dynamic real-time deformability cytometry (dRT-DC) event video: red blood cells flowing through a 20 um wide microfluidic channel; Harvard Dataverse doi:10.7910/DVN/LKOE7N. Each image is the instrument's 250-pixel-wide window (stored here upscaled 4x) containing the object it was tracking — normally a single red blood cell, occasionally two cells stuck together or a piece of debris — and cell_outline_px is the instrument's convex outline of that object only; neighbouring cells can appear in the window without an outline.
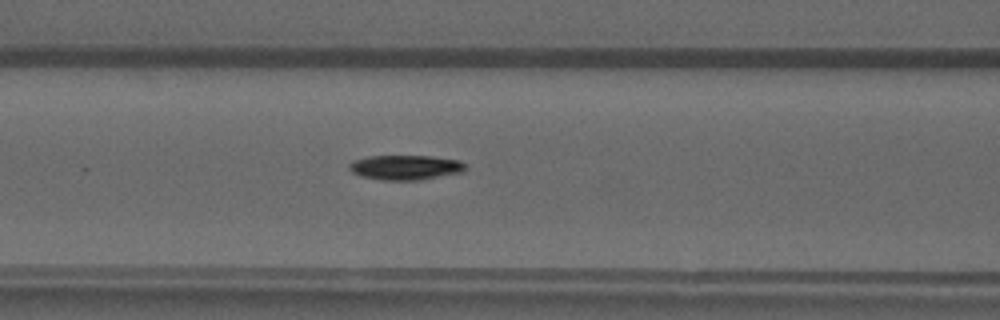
{"species": "common noctule bat (a hibernating species)", "species_latin": "Nyctalus noctula", "temperature_condition": "warm", "stored_images_in_passage": 50, "camera_frame_rate_fps": 3000, "um_per_image_px": 0.085, "animal": {"sex": "male", "forearm_length_mm": 52.5}, "frame": {"image": 1, "passage_image": 21, "time_ms": 6.667, "image_size_px": [1000, 320], "cell_outline_px": [[468, 164], [460, 172], [420, 180], [384, 180], [360, 176], [352, 172], [348, 168], [348, 164], [352, 160], [368, 156], [432, 156], [460, 160]], "centroid_in_image_um": [34.43, 14.22], "position_along_channel_um": 132.2, "area_um2": 16.82}}
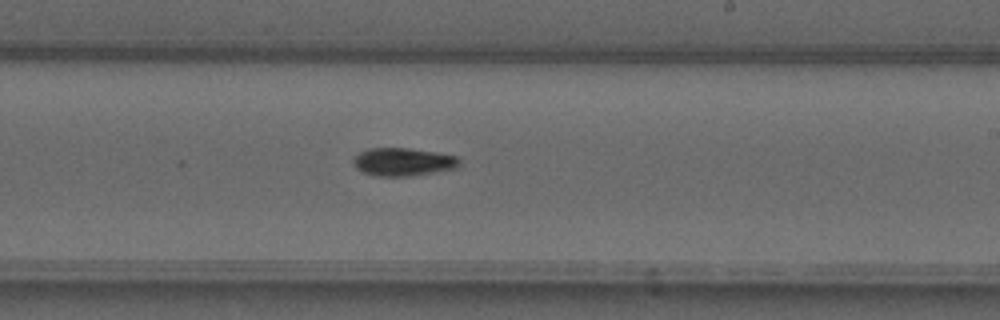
{"frame": {"image": 2, "passage_image": 30, "time_ms": 9.667, "image_size_px": [1000, 320], "cell_outline_px": [[460, 164], [456, 168], [412, 176], [376, 176], [364, 172], [356, 168], [352, 164], [352, 156], [368, 148], [408, 148], [436, 152], [456, 156], [460, 160]], "centroid_in_image_um": [34.22, 13.75], "position_along_channel_um": 254.8, "area_um2": 17.46}}
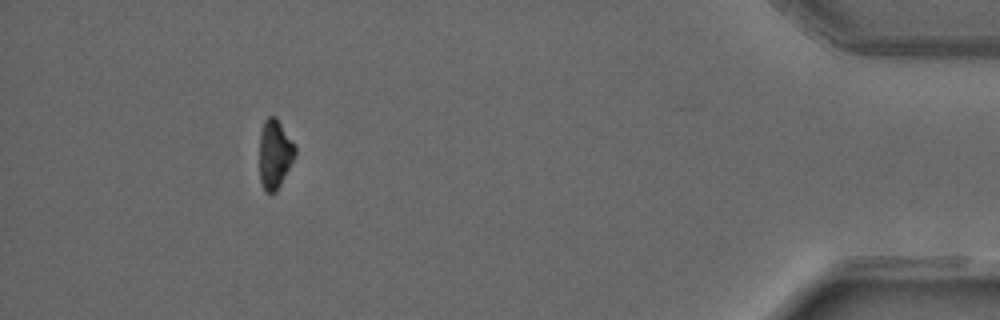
{"frame": {"image": 3, "passage_image": 46, "time_ms": 15.0, "image_size_px": [1000, 320], "cell_outline_px": [[296, 156], [276, 192], [264, 192], [260, 180], [260, 132], [264, 120], [268, 116], [276, 116], [296, 144]], "centroid_in_image_um": [23.37, 13.07], "position_along_channel_um": 411.8, "area_um2": 14.62}, "authors_computed_cell_mechanics": {"area_um2": 15.6927, "velocity_mm_per_s": 4.1039, "shape_relaxation_time_tau1_ms": 3.089, "shape_relaxation_time_tau2_ms": null, "deformation_change_tau1": 0.1559, "deformation_change_tau2": null}}